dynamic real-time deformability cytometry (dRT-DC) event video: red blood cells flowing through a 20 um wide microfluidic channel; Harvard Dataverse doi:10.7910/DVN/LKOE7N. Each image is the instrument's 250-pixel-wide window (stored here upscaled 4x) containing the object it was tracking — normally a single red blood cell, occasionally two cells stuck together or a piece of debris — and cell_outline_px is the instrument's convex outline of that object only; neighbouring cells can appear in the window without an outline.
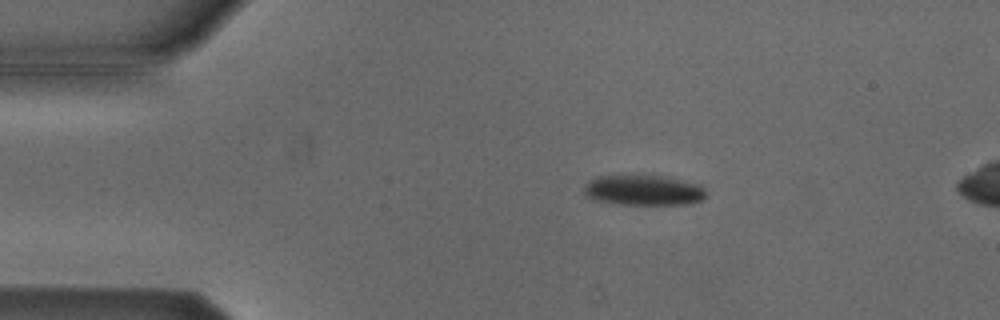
{"species": "Egyptian fruit bat (a non-hibernating species)", "species_latin": "Rousettus aegyptiacus", "temperature_condition": "cold", "stored_images_in_passage": 3, "camera_frame_rate_fps": 3000, "um_per_image_px": 0.085, "animal": {"sex": "male"}, "frame": {"image": 1, "passage_image": 1, "time_ms": 0.0, "image_size_px": [1000, 320], "cell_outline_px": [[704, 200], [692, 204], [620, 204], [596, 200], [588, 196], [584, 192], [584, 184], [588, 180], [596, 176], [660, 176], [700, 184], [704, 188]], "centroid_in_image_um": [54.7, 16.17], "position_along_channel_um": 30.3, "area_um2": 21.39}}